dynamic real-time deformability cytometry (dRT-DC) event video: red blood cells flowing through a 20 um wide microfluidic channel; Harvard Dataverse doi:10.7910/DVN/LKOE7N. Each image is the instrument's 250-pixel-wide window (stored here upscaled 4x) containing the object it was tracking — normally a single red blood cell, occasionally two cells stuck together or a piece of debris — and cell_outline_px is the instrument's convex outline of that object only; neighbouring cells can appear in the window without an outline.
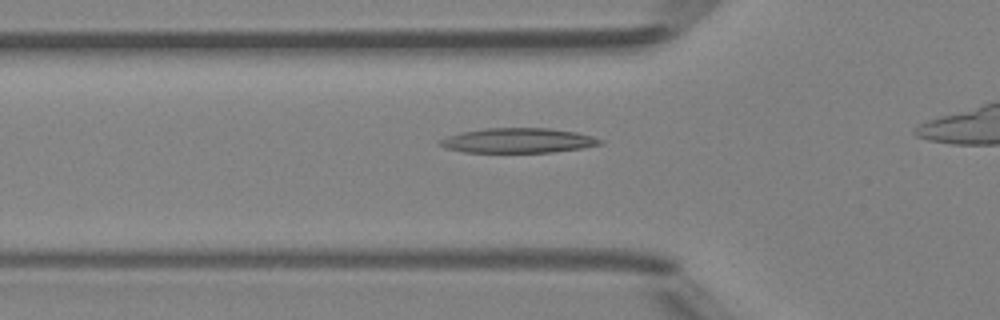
{"species": "Egyptian fruit bat (a non-hibernating species)", "species_latin": "Rousettus aegyptiacus", "temperature_condition": "room temperature", "stored_images_in_passage": 30, "camera_frame_rate_fps": 3000, "um_per_image_px": 0.085, "animal": {"sex": "female"}, "frame": {"image": 1, "passage_image": 7, "time_ms": 2.0, "image_size_px": [1000, 320], "cell_outline_px": [[604, 144], [580, 148], [552, 152], [464, 152], [444, 148], [436, 144], [440, 140], [448, 136], [460, 132], [484, 128], [548, 128], [576, 132], [592, 136], [604, 140]], "centroid_in_image_um": [44.01, 11.94], "position_along_channel_um": 81.8, "area_um2": 23.24}}
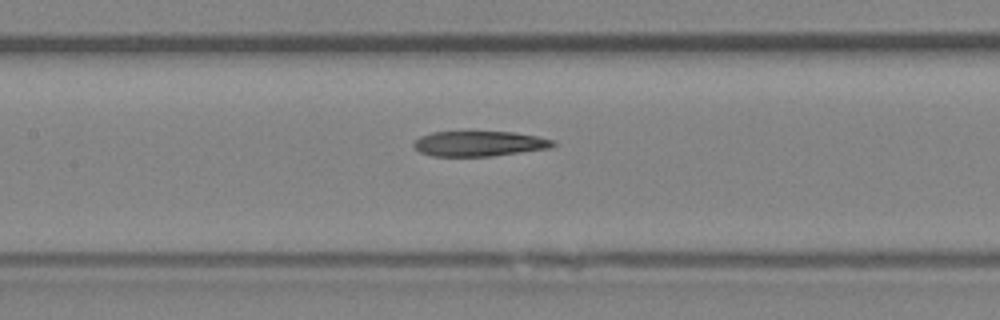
{"frame": {"image": 2, "passage_image": 13, "time_ms": 4.0, "image_size_px": [1000, 320], "cell_outline_px": [[556, 144], [548, 148], [492, 156], [432, 156], [420, 152], [412, 144], [420, 136], [432, 132], [468, 128], [512, 132], [536, 136], [552, 140]], "centroid_in_image_um": [40.66, 12.15], "position_along_channel_um": 166.7, "area_um2": 21.33}}
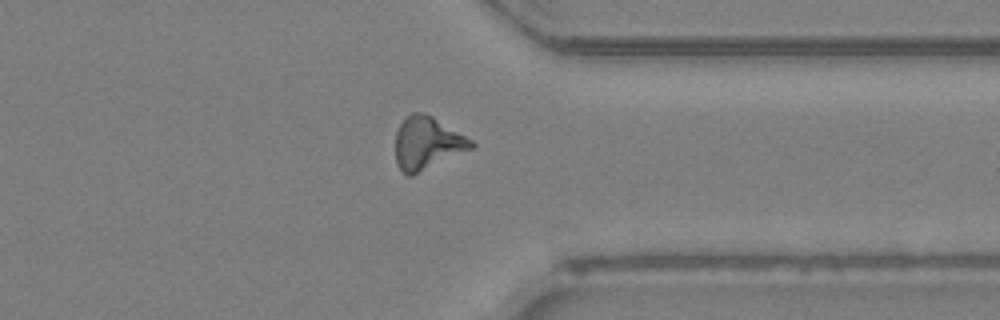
{"frame": {"image": 3, "passage_image": 28, "time_ms": 9.0, "image_size_px": [1000, 320], "cell_outline_px": [[476, 144], [472, 148], [412, 176], [408, 176], [396, 164], [396, 132], [400, 124], [412, 112], [424, 112], [432, 116], [472, 140]], "centroid_in_image_um": [36.3, 12.17], "position_along_channel_um": 375.1, "area_um2": 22.95}}